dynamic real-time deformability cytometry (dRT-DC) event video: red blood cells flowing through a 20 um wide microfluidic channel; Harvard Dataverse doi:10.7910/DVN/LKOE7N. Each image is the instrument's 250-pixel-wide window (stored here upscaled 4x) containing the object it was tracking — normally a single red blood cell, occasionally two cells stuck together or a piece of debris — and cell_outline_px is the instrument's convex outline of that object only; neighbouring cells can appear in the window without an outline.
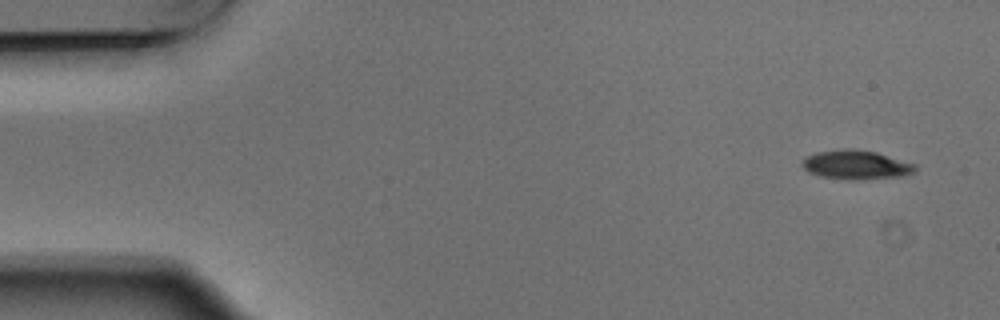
{"species": "Egyptian fruit bat (a non-hibernating species)", "species_latin": "Rousettus aegyptiacus", "temperature_condition": "warm", "stored_images_in_passage": 5, "segment_of_instrument_passage": [1, 2], "camera_frame_rate_fps": 3000, "um_per_image_px": 0.085, "animal": {"sex": "male"}, "frame": {"image": 1, "passage_image": 1, "time_ms": 0.0, "image_size_px": [1000, 320], "cell_outline_px": [[916, 168], [912, 172], [904, 176], [848, 180], [820, 176], [808, 172], [800, 164], [804, 156], [816, 152], [876, 152], [916, 164]], "centroid_in_image_um": [72.75, 14.06], "position_along_channel_um": 12.3, "area_um2": 18.26}}